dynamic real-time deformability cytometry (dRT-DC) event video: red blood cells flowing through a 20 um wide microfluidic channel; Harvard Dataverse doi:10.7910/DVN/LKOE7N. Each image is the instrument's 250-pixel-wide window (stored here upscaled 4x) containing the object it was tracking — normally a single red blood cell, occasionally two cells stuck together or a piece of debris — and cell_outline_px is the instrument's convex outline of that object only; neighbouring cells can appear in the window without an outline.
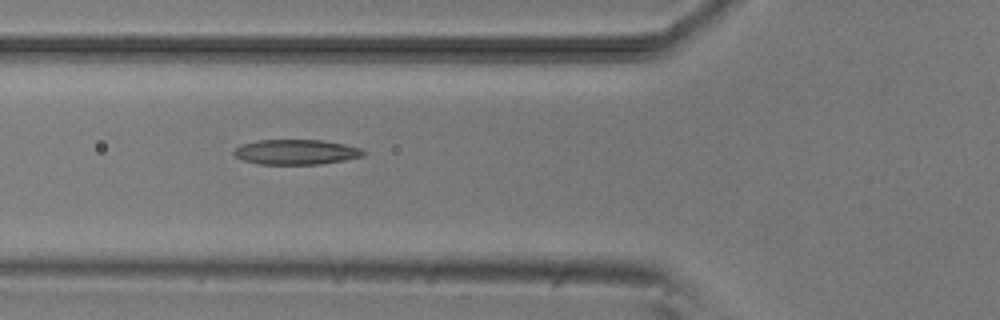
{"species": "common noctule bat (a hibernating species)", "species_latin": "Nyctalus noctula", "temperature_condition": "room temperature", "stored_images_in_passage": 6, "camera_frame_rate_fps": 3000, "um_per_image_px": 0.085, "animal": {"sex": "male", "body_mass_g": 20.5, "forearm_length_mm": 52.5}, "frame": {"image": 1, "passage_image": 6, "time_ms": 5.667, "image_size_px": [1000, 320], "cell_outline_px": [[368, 152], [364, 156], [344, 160], [320, 164], [260, 164], [244, 160], [236, 156], [232, 152], [240, 144], [256, 140], [320, 140], [344, 144], [360, 148]], "centroid_in_image_um": [25.18, 12.92], "position_along_channel_um": 100.6, "area_um2": 18.9}}